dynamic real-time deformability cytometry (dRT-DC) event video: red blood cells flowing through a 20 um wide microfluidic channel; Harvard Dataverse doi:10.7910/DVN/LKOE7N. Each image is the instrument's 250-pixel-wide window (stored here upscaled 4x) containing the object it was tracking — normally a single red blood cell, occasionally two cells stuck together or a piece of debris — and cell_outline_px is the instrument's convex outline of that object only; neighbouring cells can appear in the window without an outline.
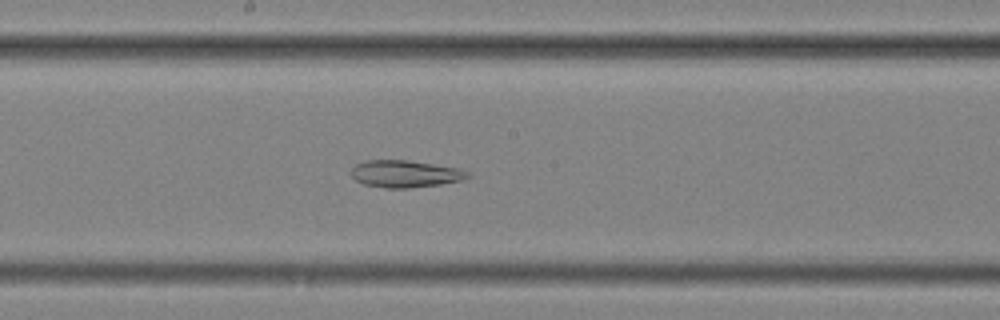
{"species": "common noctule bat (a hibernating species)", "species_latin": "Nyctalus noctula", "temperature_condition": "cold", "stored_images_in_passage": 49, "segment_of_instrument_passage": [2, 2], "camera_frame_rate_fps": 3000, "um_per_image_px": 0.085, "animal": {"sex": "female", "body_mass_g": 25.1}, "frame": {"image": 1, "passage_image": 31, "time_ms": 10.0, "image_size_px": [1000, 320], "cell_outline_px": [[472, 176], [460, 180], [440, 184], [408, 188], [388, 188], [364, 184], [356, 180], [348, 172], [356, 164], [368, 160], [408, 160], [460, 168], [468, 172]], "centroid_in_image_um": [34.43, 14.77], "position_along_channel_um": 213.8, "area_um2": 18.38}}
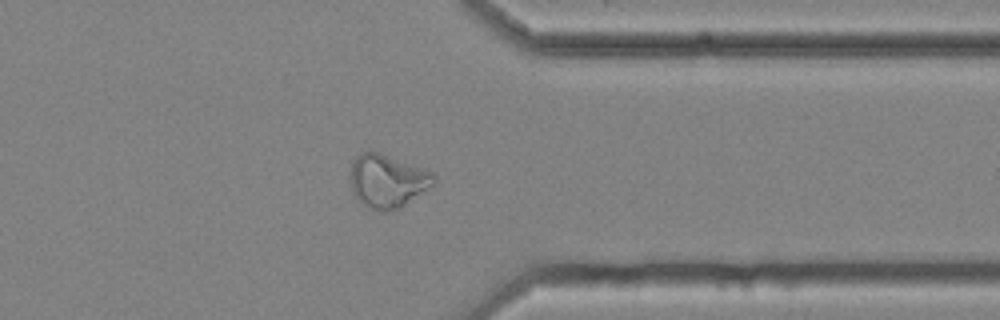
{"frame": {"image": 2, "passage_image": 45, "time_ms": 14.667, "image_size_px": [1000, 320], "cell_outline_px": [[436, 180], [432, 184], [400, 208], [388, 212], [380, 212], [368, 208], [356, 200], [352, 192], [348, 176], [352, 164], [356, 156], [360, 152], [376, 152], [432, 172], [436, 176]], "centroid_in_image_um": [32.84, 15.42], "position_along_channel_um": 378.6, "area_um2": 25.78}}